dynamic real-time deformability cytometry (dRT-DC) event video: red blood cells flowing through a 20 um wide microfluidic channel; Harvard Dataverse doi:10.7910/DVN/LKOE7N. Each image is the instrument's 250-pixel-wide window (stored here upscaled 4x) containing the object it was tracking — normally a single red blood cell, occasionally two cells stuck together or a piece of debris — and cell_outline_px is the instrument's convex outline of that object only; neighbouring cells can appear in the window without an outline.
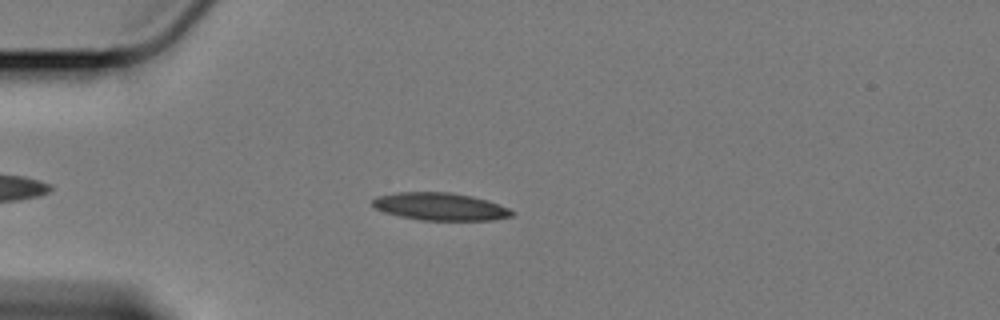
{"species": "Egyptian fruit bat (a non-hibernating species)", "species_latin": "Rousettus aegyptiacus", "temperature_condition": "cold", "stored_images_in_passage": 47, "camera_frame_rate_fps": 3000, "um_per_image_px": 0.085, "animal": {"sex": "female"}, "frame": {"image": 1, "passage_image": 8, "time_ms": 2.333, "image_size_px": [1000, 320], "cell_outline_px": [[512, 216], [492, 220], [420, 220], [400, 216], [384, 212], [376, 208], [372, 204], [372, 200], [376, 196], [396, 192], [452, 192], [472, 196], [488, 200], [508, 208], [512, 212]], "centroid_in_image_um": [37.39, 17.55], "position_along_channel_um": 47.6, "area_um2": 22.37}}
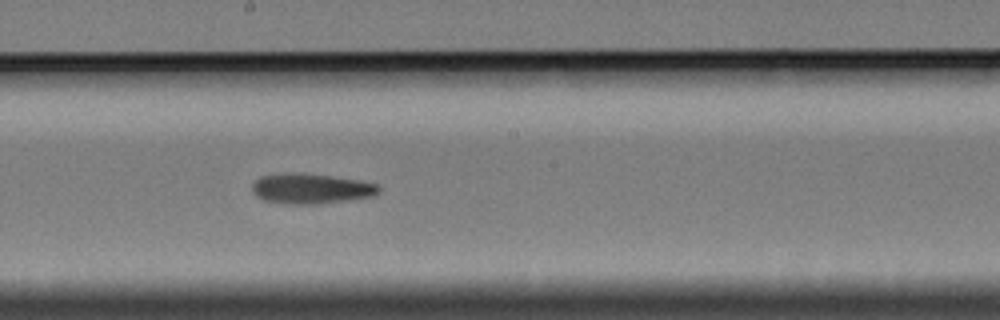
{"frame": {"image": 2, "passage_image": 25, "time_ms": 8.0, "image_size_px": [1000, 320], "cell_outline_px": [[380, 192], [372, 196], [348, 200], [316, 204], [284, 204], [264, 200], [256, 196], [252, 192], [252, 184], [260, 176], [288, 172], [300, 172], [360, 180], [380, 184]], "centroid_in_image_um": [26.43, 16.02], "position_along_channel_um": 221.8, "area_um2": 22.54}}
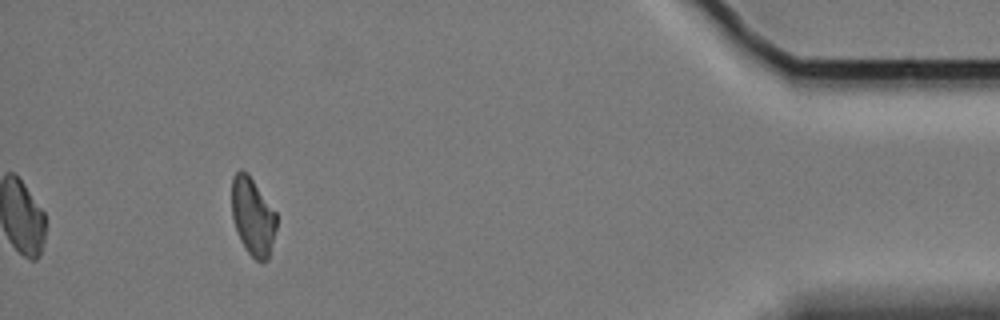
{"frame": {"image": 3, "passage_image": 47, "time_ms": 15.333, "image_size_px": [1000, 320], "cell_outline_px": [[276, 228], [268, 260], [256, 260], [244, 248], [240, 240], [232, 216], [232, 176], [240, 168], [248, 172], [276, 212]], "centroid_in_image_um": [21.48, 18.36], "position_along_channel_um": 413.7, "area_um2": 20.29}}